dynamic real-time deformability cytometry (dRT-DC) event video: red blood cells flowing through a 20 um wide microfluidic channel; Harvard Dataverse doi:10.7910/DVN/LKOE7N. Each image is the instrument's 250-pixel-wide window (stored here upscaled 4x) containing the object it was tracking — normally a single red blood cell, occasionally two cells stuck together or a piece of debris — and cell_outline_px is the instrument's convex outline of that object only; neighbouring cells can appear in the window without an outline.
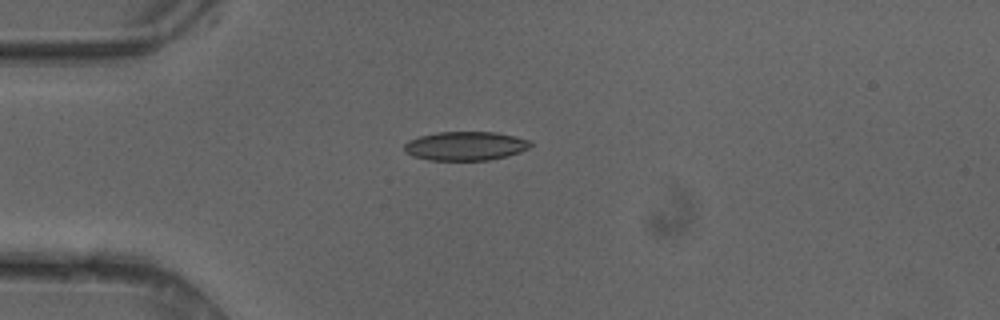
{"species": "common noctule bat (a hibernating species)", "species_latin": "Nyctalus noctula", "temperature_condition": "cold", "stored_images_in_passage": 4, "camera_frame_rate_fps": 3000, "um_per_image_px": 0.085, "animal": {"sex": "female"}, "frame": {"image": 1, "passage_image": 4, "time_ms": 1.0, "image_size_px": [1000, 320], "cell_outline_px": [[532, 144], [528, 148], [520, 152], [508, 156], [488, 160], [428, 160], [412, 156], [404, 152], [404, 144], [408, 140], [420, 136], [436, 132], [496, 132], [532, 140]], "centroid_in_image_um": [39.56, 12.41], "position_along_channel_um": 45.4, "area_um2": 21.44}}